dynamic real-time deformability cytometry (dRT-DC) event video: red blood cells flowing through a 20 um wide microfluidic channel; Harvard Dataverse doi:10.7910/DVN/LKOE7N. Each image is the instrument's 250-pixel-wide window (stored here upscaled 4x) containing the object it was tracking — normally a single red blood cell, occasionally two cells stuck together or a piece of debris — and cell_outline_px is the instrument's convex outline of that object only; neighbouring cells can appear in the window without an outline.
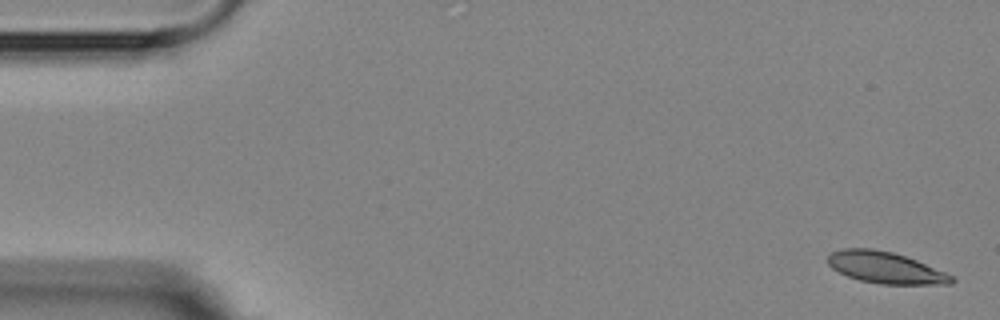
{"species": "Egyptian fruit bat (a non-hibernating species)", "species_latin": "Rousettus aegyptiacus", "temperature_condition": "room temperature", "stored_images_in_passage": 4, "camera_frame_rate_fps": 3000, "um_per_image_px": 0.085, "animal": {"sex": "female"}, "frame": {"image": 1, "passage_image": 1, "time_ms": 0.0, "image_size_px": [1000, 320], "cell_outline_px": [[956, 280], [952, 284], [880, 284], [860, 280], [848, 276], [832, 268], [828, 264], [828, 256], [832, 252], [844, 248], [872, 248], [892, 252], [916, 260], [944, 272], [952, 276]], "centroid_in_image_um": [75.25, 22.75], "position_along_channel_um": 9.7, "area_um2": 22.48}}
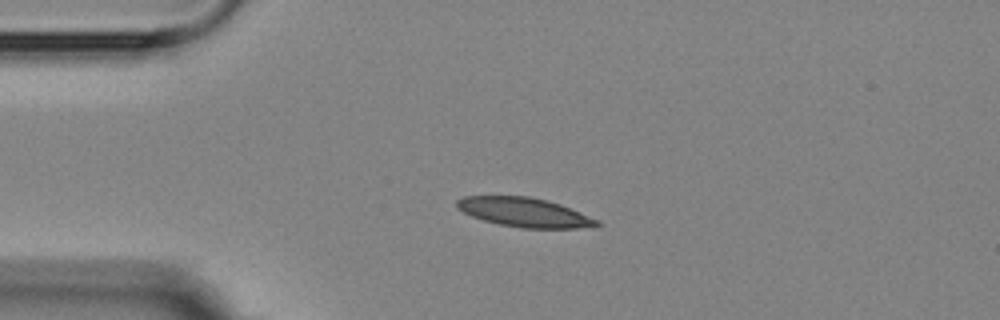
{"frame": {"image": 2, "passage_image": 3, "time_ms": 3.667, "image_size_px": [1000, 320], "cell_outline_px": [[600, 224], [576, 228], [524, 228], [500, 224], [484, 220], [472, 216], [456, 208], [456, 200], [464, 196], [528, 196], [548, 200], [560, 204], [600, 220]], "centroid_in_image_um": [44.55, 18.03], "position_along_channel_um": 40.5, "area_um2": 23.64}}